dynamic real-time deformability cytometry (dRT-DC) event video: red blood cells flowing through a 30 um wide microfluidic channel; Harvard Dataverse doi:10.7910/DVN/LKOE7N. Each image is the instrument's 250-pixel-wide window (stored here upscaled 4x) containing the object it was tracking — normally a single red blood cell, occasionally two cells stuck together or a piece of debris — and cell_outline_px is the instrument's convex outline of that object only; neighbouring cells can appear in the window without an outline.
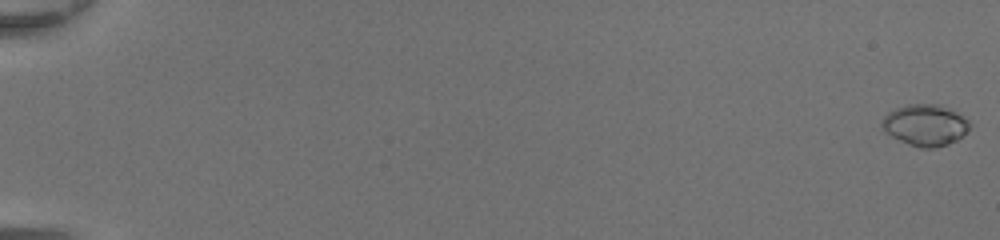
{"species": "common noctule bat (a hibernating species)", "species_latin": "Nyctalus noctula", "temperature_condition": "room temperature", "stored_images_in_passage": 50, "camera_frame_rate_fps": 3000, "um_per_image_px": 0.085, "animal": {"sex": "female", "body_mass_g": 20.0, "forearm_length_mm": 54.0}, "frame": {"image": 1, "passage_image": 1, "time_ms": 0.0, "image_size_px": [1000, 240], "cell_outline_px": [[972, 124], [956, 140], [948, 144], [932, 148], [920, 148], [908, 144], [884, 132], [880, 124], [884, 116], [888, 112], [896, 108], [908, 104], [940, 104], [956, 112], [968, 120]], "centroid_in_image_um": [78.61, 10.62], "position_along_channel_um": 6.4, "area_um2": 21.04}}
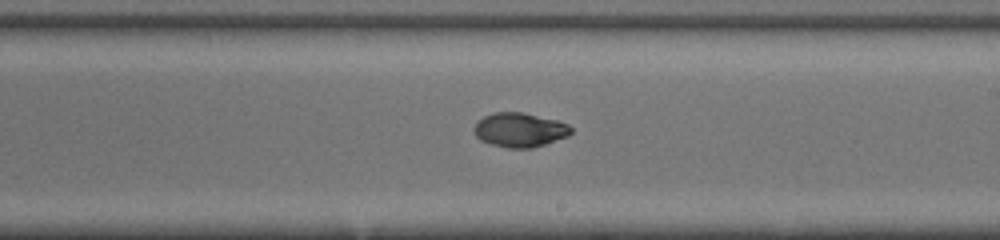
{"frame": {"image": 2, "passage_image": 32, "time_ms": 10.333, "image_size_px": [1000, 240], "cell_outline_px": [[572, 132], [568, 136], [532, 148], [508, 148], [492, 144], [480, 140], [476, 136], [472, 128], [476, 120], [492, 112], [524, 112], [556, 120], [568, 124], [572, 128]], "centroid_in_image_um": [44.14, 11.03], "position_along_channel_um": 244.9, "area_um2": 19.54}}
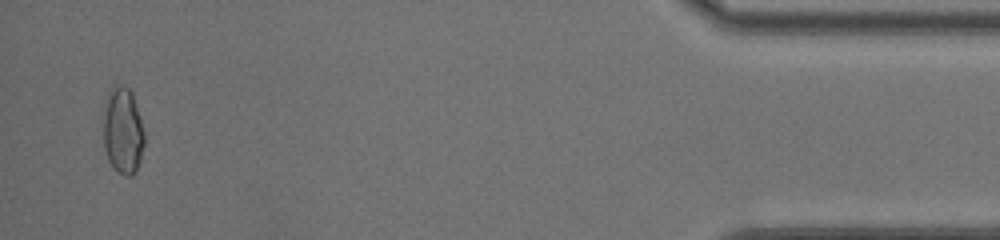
{"frame": {"image": 3, "passage_image": 49, "time_ms": 16.0, "image_size_px": [1000, 240], "cell_outline_px": [[144, 144], [140, 160], [136, 172], [132, 176], [124, 176], [108, 160], [104, 148], [104, 100], [112, 88], [120, 84], [128, 88], [132, 92], [144, 132]], "centroid_in_image_um": [10.44, 11.12], "position_along_channel_um": 424.8, "area_um2": 20.58}, "authors_computed_cell_mechanics": {"area_um2": 19.5075, "velocity_mm_per_s": 4.3979, "shape_relaxation_time_tau1_ms": 3.8333, "shape_relaxation_time_tau2_ms": 1.1598, "deformation_change_tau1": 0.1778, "deformation_change_tau2": 0.0283}}